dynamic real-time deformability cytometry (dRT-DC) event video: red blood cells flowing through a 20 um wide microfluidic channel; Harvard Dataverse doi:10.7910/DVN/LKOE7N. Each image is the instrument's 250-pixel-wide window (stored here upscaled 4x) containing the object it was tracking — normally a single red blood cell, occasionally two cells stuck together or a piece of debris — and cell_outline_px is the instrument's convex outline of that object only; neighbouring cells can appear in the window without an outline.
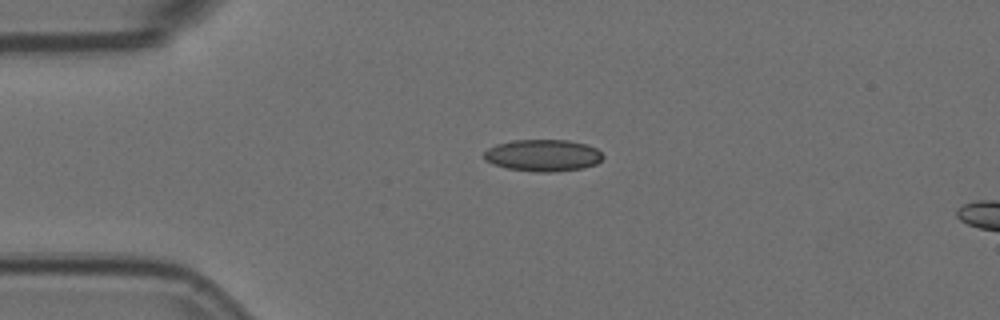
{"species": "Egyptian fruit bat (a non-hibernating species)", "species_latin": "Rousettus aegyptiacus", "temperature_condition": "room temperature", "stored_images_in_passage": 3, "segment_of_instrument_passage": [1, 2], "camera_frame_rate_fps": 3000, "um_per_image_px": 0.085, "animal": {"sex": "female"}, "frame": {"image": 1, "passage_image": 1, "time_ms": 0.0, "image_size_px": [1000, 320], "cell_outline_px": [[604, 156], [596, 164], [584, 168], [556, 172], [536, 172], [508, 168], [492, 164], [484, 156], [484, 152], [488, 148], [496, 144], [512, 140], [568, 140], [584, 144], [596, 148]], "centroid_in_image_um": [46.16, 13.21], "position_along_channel_um": 38.8, "area_um2": 22.02}}